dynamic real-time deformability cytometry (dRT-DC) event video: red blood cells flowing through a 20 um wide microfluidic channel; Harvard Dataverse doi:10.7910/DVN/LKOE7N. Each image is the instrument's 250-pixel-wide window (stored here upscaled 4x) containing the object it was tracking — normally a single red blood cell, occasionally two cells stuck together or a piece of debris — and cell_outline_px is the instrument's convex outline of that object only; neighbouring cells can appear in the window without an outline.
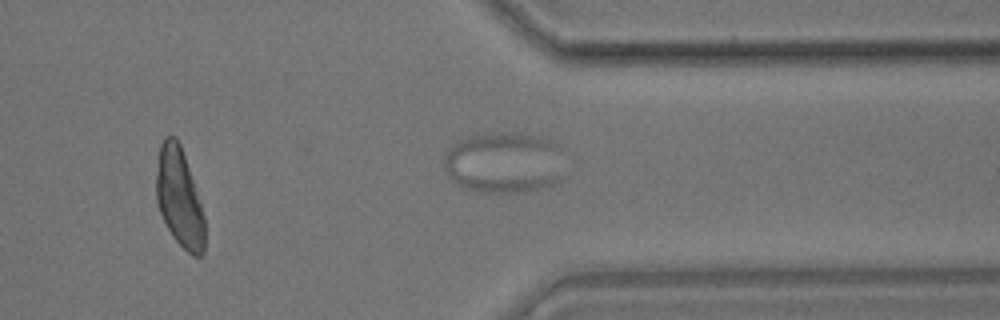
{"species": "common noctule bat (a hibernating species)", "species_latin": "Nyctalus noctula", "temperature_condition": "room temperature", "stored_images_in_passage": 14, "camera_frame_rate_fps": 3000, "um_per_image_px": 0.085, "animal": {"sex": "male", "body_mass_g": 17.9}, "frame": {"image": 1, "passage_image": 12, "time_ms": 14.667, "image_size_px": [1000, 320], "cell_outline_px": [[204, 252], [200, 256], [192, 256], [172, 236], [160, 212], [156, 200], [156, 176], [160, 144], [164, 136], [176, 136], [180, 144], [204, 216]], "centroid_in_image_um": [15.22, 16.81], "position_along_channel_um": 396.2, "area_um2": 27.34}}